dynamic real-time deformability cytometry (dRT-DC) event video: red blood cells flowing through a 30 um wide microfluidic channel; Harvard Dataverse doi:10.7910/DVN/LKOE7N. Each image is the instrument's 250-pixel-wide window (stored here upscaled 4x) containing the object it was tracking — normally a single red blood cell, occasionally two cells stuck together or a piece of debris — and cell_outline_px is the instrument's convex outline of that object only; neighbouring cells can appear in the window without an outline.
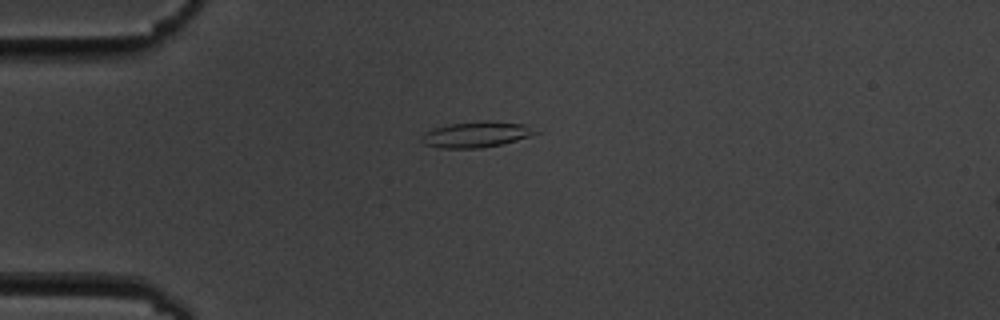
{"species": "common noctule bat (a hibernating species)", "species_latin": "Nyctalus noctula", "temperature_condition": "cold", "stored_images_in_passage": 1, "camera_frame_rate_fps": 3000, "um_per_image_px": 0.085, "animal": {"sex": "male", "body_mass_g": 19.5, "forearm_length_mm": 54.6}, "frame": {"image": 1, "passage_image": 1, "time_ms": 0.0, "image_size_px": [1000, 320], "cell_outline_px": [[540, 132], [516, 140], [500, 144], [480, 148], [440, 148], [424, 144], [420, 140], [424, 132], [448, 124], [484, 120], [488, 120], [524, 124]], "centroid_in_image_um": [40.45, 11.42], "position_along_channel_um": 44.5, "area_um2": 16.99}}